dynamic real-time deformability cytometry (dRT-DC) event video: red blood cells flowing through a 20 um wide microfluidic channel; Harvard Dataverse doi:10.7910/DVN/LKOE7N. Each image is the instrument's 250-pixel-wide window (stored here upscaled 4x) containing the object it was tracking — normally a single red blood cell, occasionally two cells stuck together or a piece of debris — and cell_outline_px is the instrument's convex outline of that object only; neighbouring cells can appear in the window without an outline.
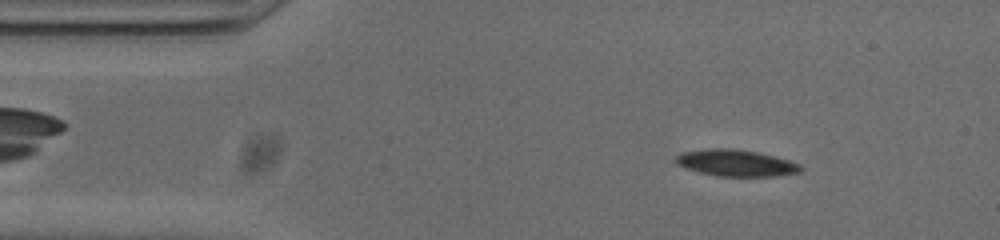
{"species": "common noctule bat (a hibernating species)", "species_latin": "Nyctalus noctula", "temperature_condition": "cold", "stored_images_in_passage": 52, "camera_frame_rate_fps": 3000, "um_per_image_px": 0.085, "animal": {"sex": "male", "body_mass_g": 20.0, "forearm_length_mm": 53.3}, "frame": {"image": 1, "passage_image": 6, "time_ms": 1.667, "image_size_px": [1000, 240], "cell_outline_px": [[804, 168], [800, 172], [776, 176], [716, 176], [700, 172], [676, 164], [672, 160], [676, 156], [684, 152], [708, 148], [732, 148], [756, 152], [788, 160], [800, 164]], "centroid_in_image_um": [62.54, 13.85], "position_along_channel_um": 22.5, "area_um2": 19.25}}
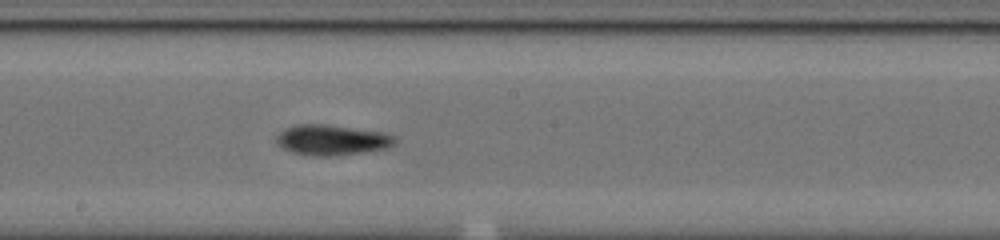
{"frame": {"image": 2, "passage_image": 26, "time_ms": 8.333, "image_size_px": [1000, 240], "cell_outline_px": [[396, 144], [384, 148], [364, 152], [332, 156], [312, 156], [292, 152], [276, 144], [276, 136], [284, 128], [296, 124], [324, 124], [384, 132], [396, 136]], "centroid_in_image_um": [28.2, 11.89], "position_along_channel_um": 220.0, "area_um2": 21.1}}
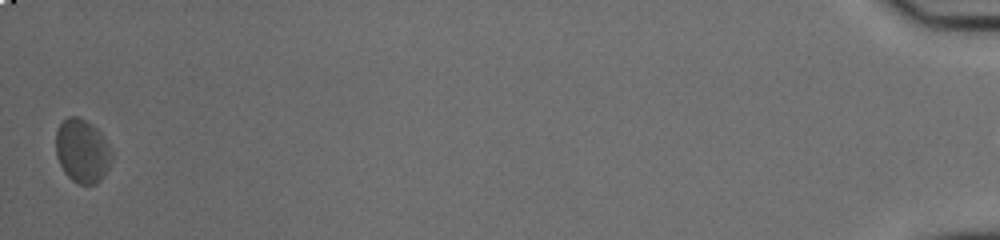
{"frame": {"image": 3, "passage_image": 51, "time_ms": 16.667, "image_size_px": [1000, 240], "cell_outline_px": [[112, 160], [104, 176], [96, 184], [80, 184], [72, 180], [64, 172], [56, 156], [56, 132], [60, 124], [68, 116], [80, 116], [96, 128], [100, 132], [112, 152]], "centroid_in_image_um": [6.99, 12.83], "position_along_channel_um": 428.2, "area_um2": 20.69}, "authors_computed_cell_mechanics": {"area_um2": 19.3052, "velocity_mm_per_s": 3.7954, "shape_relaxation_time_tau1_ms": 2.4489, "shape_relaxation_time_tau2_ms": null, "deformation_change_tau1": 0.0924, "deformation_change_tau2": null}}